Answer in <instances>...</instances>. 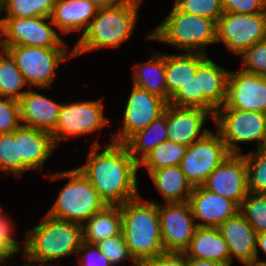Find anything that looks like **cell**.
I'll use <instances>...</instances> for the list:
<instances>
[{
	"mask_svg": "<svg viewBox=\"0 0 266 266\" xmlns=\"http://www.w3.org/2000/svg\"><path fill=\"white\" fill-rule=\"evenodd\" d=\"M256 233L266 232V194L248 192L239 207Z\"/></svg>",
	"mask_w": 266,
	"mask_h": 266,
	"instance_id": "obj_35",
	"label": "cell"
},
{
	"mask_svg": "<svg viewBox=\"0 0 266 266\" xmlns=\"http://www.w3.org/2000/svg\"><path fill=\"white\" fill-rule=\"evenodd\" d=\"M56 148L51 133L21 125L18 128L21 176L30 169L41 172L45 161H47Z\"/></svg>",
	"mask_w": 266,
	"mask_h": 266,
	"instance_id": "obj_20",
	"label": "cell"
},
{
	"mask_svg": "<svg viewBox=\"0 0 266 266\" xmlns=\"http://www.w3.org/2000/svg\"><path fill=\"white\" fill-rule=\"evenodd\" d=\"M56 0H0V18H50Z\"/></svg>",
	"mask_w": 266,
	"mask_h": 266,
	"instance_id": "obj_31",
	"label": "cell"
},
{
	"mask_svg": "<svg viewBox=\"0 0 266 266\" xmlns=\"http://www.w3.org/2000/svg\"><path fill=\"white\" fill-rule=\"evenodd\" d=\"M265 38L266 12H223L216 23V43L222 42L228 50L238 56Z\"/></svg>",
	"mask_w": 266,
	"mask_h": 266,
	"instance_id": "obj_10",
	"label": "cell"
},
{
	"mask_svg": "<svg viewBox=\"0 0 266 266\" xmlns=\"http://www.w3.org/2000/svg\"><path fill=\"white\" fill-rule=\"evenodd\" d=\"M213 123L230 154H240L242 142L255 141L256 149L266 147V113L216 109Z\"/></svg>",
	"mask_w": 266,
	"mask_h": 266,
	"instance_id": "obj_7",
	"label": "cell"
},
{
	"mask_svg": "<svg viewBox=\"0 0 266 266\" xmlns=\"http://www.w3.org/2000/svg\"><path fill=\"white\" fill-rule=\"evenodd\" d=\"M41 223L28 230L23 255L42 266L55 259L77 254L83 241L82 224L45 215Z\"/></svg>",
	"mask_w": 266,
	"mask_h": 266,
	"instance_id": "obj_4",
	"label": "cell"
},
{
	"mask_svg": "<svg viewBox=\"0 0 266 266\" xmlns=\"http://www.w3.org/2000/svg\"><path fill=\"white\" fill-rule=\"evenodd\" d=\"M247 165L248 192L266 194V147L244 154Z\"/></svg>",
	"mask_w": 266,
	"mask_h": 266,
	"instance_id": "obj_34",
	"label": "cell"
},
{
	"mask_svg": "<svg viewBox=\"0 0 266 266\" xmlns=\"http://www.w3.org/2000/svg\"><path fill=\"white\" fill-rule=\"evenodd\" d=\"M217 109L266 113V76L243 69L230 71L224 105Z\"/></svg>",
	"mask_w": 266,
	"mask_h": 266,
	"instance_id": "obj_15",
	"label": "cell"
},
{
	"mask_svg": "<svg viewBox=\"0 0 266 266\" xmlns=\"http://www.w3.org/2000/svg\"><path fill=\"white\" fill-rule=\"evenodd\" d=\"M158 213L165 252L184 253L197 228L189 203L158 204Z\"/></svg>",
	"mask_w": 266,
	"mask_h": 266,
	"instance_id": "obj_13",
	"label": "cell"
},
{
	"mask_svg": "<svg viewBox=\"0 0 266 266\" xmlns=\"http://www.w3.org/2000/svg\"><path fill=\"white\" fill-rule=\"evenodd\" d=\"M123 114V128L112 135L111 141L125 143L136 132L145 129L163 114L167 102L147 90L132 86Z\"/></svg>",
	"mask_w": 266,
	"mask_h": 266,
	"instance_id": "obj_14",
	"label": "cell"
},
{
	"mask_svg": "<svg viewBox=\"0 0 266 266\" xmlns=\"http://www.w3.org/2000/svg\"><path fill=\"white\" fill-rule=\"evenodd\" d=\"M81 252L85 253L80 254ZM77 255H79L80 266H113L108 258L101 253L97 244L82 241Z\"/></svg>",
	"mask_w": 266,
	"mask_h": 266,
	"instance_id": "obj_42",
	"label": "cell"
},
{
	"mask_svg": "<svg viewBox=\"0 0 266 266\" xmlns=\"http://www.w3.org/2000/svg\"><path fill=\"white\" fill-rule=\"evenodd\" d=\"M239 56L243 59L241 69L266 76V38L253 44Z\"/></svg>",
	"mask_w": 266,
	"mask_h": 266,
	"instance_id": "obj_39",
	"label": "cell"
},
{
	"mask_svg": "<svg viewBox=\"0 0 266 266\" xmlns=\"http://www.w3.org/2000/svg\"><path fill=\"white\" fill-rule=\"evenodd\" d=\"M167 133L166 115L163 113L145 129L132 135L124 144L131 157L139 164L150 151L168 140Z\"/></svg>",
	"mask_w": 266,
	"mask_h": 266,
	"instance_id": "obj_29",
	"label": "cell"
},
{
	"mask_svg": "<svg viewBox=\"0 0 266 266\" xmlns=\"http://www.w3.org/2000/svg\"><path fill=\"white\" fill-rule=\"evenodd\" d=\"M20 107L17 100L0 97V134L13 133L21 126Z\"/></svg>",
	"mask_w": 266,
	"mask_h": 266,
	"instance_id": "obj_40",
	"label": "cell"
},
{
	"mask_svg": "<svg viewBox=\"0 0 266 266\" xmlns=\"http://www.w3.org/2000/svg\"><path fill=\"white\" fill-rule=\"evenodd\" d=\"M168 140L176 144L190 146L202 139L211 130L204 128L206 118L213 120V114L200 107H177L167 104L164 112Z\"/></svg>",
	"mask_w": 266,
	"mask_h": 266,
	"instance_id": "obj_17",
	"label": "cell"
},
{
	"mask_svg": "<svg viewBox=\"0 0 266 266\" xmlns=\"http://www.w3.org/2000/svg\"><path fill=\"white\" fill-rule=\"evenodd\" d=\"M146 38L167 43L186 53L207 55L205 46L216 43V22L182 12L174 5L168 16Z\"/></svg>",
	"mask_w": 266,
	"mask_h": 266,
	"instance_id": "obj_5",
	"label": "cell"
},
{
	"mask_svg": "<svg viewBox=\"0 0 266 266\" xmlns=\"http://www.w3.org/2000/svg\"><path fill=\"white\" fill-rule=\"evenodd\" d=\"M97 246L113 266L120 265L125 259L133 261L132 266H140L129 253L122 233L118 236L101 240L97 243Z\"/></svg>",
	"mask_w": 266,
	"mask_h": 266,
	"instance_id": "obj_38",
	"label": "cell"
},
{
	"mask_svg": "<svg viewBox=\"0 0 266 266\" xmlns=\"http://www.w3.org/2000/svg\"><path fill=\"white\" fill-rule=\"evenodd\" d=\"M21 178V157L18 149V129L0 134V173Z\"/></svg>",
	"mask_w": 266,
	"mask_h": 266,
	"instance_id": "obj_33",
	"label": "cell"
},
{
	"mask_svg": "<svg viewBox=\"0 0 266 266\" xmlns=\"http://www.w3.org/2000/svg\"><path fill=\"white\" fill-rule=\"evenodd\" d=\"M187 146L176 144L169 140L159 144L150 151L146 157L138 164V168L145 166L147 172L169 166L180 165Z\"/></svg>",
	"mask_w": 266,
	"mask_h": 266,
	"instance_id": "obj_32",
	"label": "cell"
},
{
	"mask_svg": "<svg viewBox=\"0 0 266 266\" xmlns=\"http://www.w3.org/2000/svg\"><path fill=\"white\" fill-rule=\"evenodd\" d=\"M140 266H187V258L184 253L165 252L145 261Z\"/></svg>",
	"mask_w": 266,
	"mask_h": 266,
	"instance_id": "obj_44",
	"label": "cell"
},
{
	"mask_svg": "<svg viewBox=\"0 0 266 266\" xmlns=\"http://www.w3.org/2000/svg\"><path fill=\"white\" fill-rule=\"evenodd\" d=\"M9 259H12L7 253H0V266L5 262L8 261Z\"/></svg>",
	"mask_w": 266,
	"mask_h": 266,
	"instance_id": "obj_48",
	"label": "cell"
},
{
	"mask_svg": "<svg viewBox=\"0 0 266 266\" xmlns=\"http://www.w3.org/2000/svg\"><path fill=\"white\" fill-rule=\"evenodd\" d=\"M122 235L134 260L139 264L165 253L161 239L158 203L139 195L120 205Z\"/></svg>",
	"mask_w": 266,
	"mask_h": 266,
	"instance_id": "obj_2",
	"label": "cell"
},
{
	"mask_svg": "<svg viewBox=\"0 0 266 266\" xmlns=\"http://www.w3.org/2000/svg\"><path fill=\"white\" fill-rule=\"evenodd\" d=\"M15 60L28 88H48L62 61L74 57V50L67 48H42L30 46L4 47Z\"/></svg>",
	"mask_w": 266,
	"mask_h": 266,
	"instance_id": "obj_8",
	"label": "cell"
},
{
	"mask_svg": "<svg viewBox=\"0 0 266 266\" xmlns=\"http://www.w3.org/2000/svg\"><path fill=\"white\" fill-rule=\"evenodd\" d=\"M184 254L186 258L217 261L231 266L228 246L219 228L197 227Z\"/></svg>",
	"mask_w": 266,
	"mask_h": 266,
	"instance_id": "obj_24",
	"label": "cell"
},
{
	"mask_svg": "<svg viewBox=\"0 0 266 266\" xmlns=\"http://www.w3.org/2000/svg\"><path fill=\"white\" fill-rule=\"evenodd\" d=\"M97 10L91 0H56L50 19L63 34L83 30L81 37Z\"/></svg>",
	"mask_w": 266,
	"mask_h": 266,
	"instance_id": "obj_22",
	"label": "cell"
},
{
	"mask_svg": "<svg viewBox=\"0 0 266 266\" xmlns=\"http://www.w3.org/2000/svg\"><path fill=\"white\" fill-rule=\"evenodd\" d=\"M229 154L220 134L210 131L186 148L180 167L193 187L201 186Z\"/></svg>",
	"mask_w": 266,
	"mask_h": 266,
	"instance_id": "obj_12",
	"label": "cell"
},
{
	"mask_svg": "<svg viewBox=\"0 0 266 266\" xmlns=\"http://www.w3.org/2000/svg\"><path fill=\"white\" fill-rule=\"evenodd\" d=\"M11 223L10 218L8 219L2 213V207L0 206V253H7L14 258L15 255L23 250V244H19V241L13 238L14 225Z\"/></svg>",
	"mask_w": 266,
	"mask_h": 266,
	"instance_id": "obj_41",
	"label": "cell"
},
{
	"mask_svg": "<svg viewBox=\"0 0 266 266\" xmlns=\"http://www.w3.org/2000/svg\"><path fill=\"white\" fill-rule=\"evenodd\" d=\"M168 104L177 107L203 108V93H199V65L195 74L170 97Z\"/></svg>",
	"mask_w": 266,
	"mask_h": 266,
	"instance_id": "obj_36",
	"label": "cell"
},
{
	"mask_svg": "<svg viewBox=\"0 0 266 266\" xmlns=\"http://www.w3.org/2000/svg\"><path fill=\"white\" fill-rule=\"evenodd\" d=\"M21 125L52 133L58 121L61 104L28 88L18 100Z\"/></svg>",
	"mask_w": 266,
	"mask_h": 266,
	"instance_id": "obj_21",
	"label": "cell"
},
{
	"mask_svg": "<svg viewBox=\"0 0 266 266\" xmlns=\"http://www.w3.org/2000/svg\"><path fill=\"white\" fill-rule=\"evenodd\" d=\"M136 66H133V85L159 96L168 103L171 96L167 92L165 79V54L153 51L151 60Z\"/></svg>",
	"mask_w": 266,
	"mask_h": 266,
	"instance_id": "obj_26",
	"label": "cell"
},
{
	"mask_svg": "<svg viewBox=\"0 0 266 266\" xmlns=\"http://www.w3.org/2000/svg\"><path fill=\"white\" fill-rule=\"evenodd\" d=\"M229 72L208 56L199 64V93H203V109L213 115L224 105Z\"/></svg>",
	"mask_w": 266,
	"mask_h": 266,
	"instance_id": "obj_23",
	"label": "cell"
},
{
	"mask_svg": "<svg viewBox=\"0 0 266 266\" xmlns=\"http://www.w3.org/2000/svg\"><path fill=\"white\" fill-rule=\"evenodd\" d=\"M174 5L182 12L201 16L216 23L224 12L221 0H176Z\"/></svg>",
	"mask_w": 266,
	"mask_h": 266,
	"instance_id": "obj_37",
	"label": "cell"
},
{
	"mask_svg": "<svg viewBox=\"0 0 266 266\" xmlns=\"http://www.w3.org/2000/svg\"><path fill=\"white\" fill-rule=\"evenodd\" d=\"M103 108L102 99L61 104L56 128L51 133L55 146L74 136L100 131L108 124Z\"/></svg>",
	"mask_w": 266,
	"mask_h": 266,
	"instance_id": "obj_11",
	"label": "cell"
},
{
	"mask_svg": "<svg viewBox=\"0 0 266 266\" xmlns=\"http://www.w3.org/2000/svg\"><path fill=\"white\" fill-rule=\"evenodd\" d=\"M47 177L51 180L68 178V182L60 189L55 203L46 213L55 219L83 225L93 214L106 206L90 181L78 168L56 172Z\"/></svg>",
	"mask_w": 266,
	"mask_h": 266,
	"instance_id": "obj_6",
	"label": "cell"
},
{
	"mask_svg": "<svg viewBox=\"0 0 266 266\" xmlns=\"http://www.w3.org/2000/svg\"><path fill=\"white\" fill-rule=\"evenodd\" d=\"M187 266H225L217 261L187 258Z\"/></svg>",
	"mask_w": 266,
	"mask_h": 266,
	"instance_id": "obj_46",
	"label": "cell"
},
{
	"mask_svg": "<svg viewBox=\"0 0 266 266\" xmlns=\"http://www.w3.org/2000/svg\"><path fill=\"white\" fill-rule=\"evenodd\" d=\"M98 8L111 7L122 3L125 0H91Z\"/></svg>",
	"mask_w": 266,
	"mask_h": 266,
	"instance_id": "obj_47",
	"label": "cell"
},
{
	"mask_svg": "<svg viewBox=\"0 0 266 266\" xmlns=\"http://www.w3.org/2000/svg\"><path fill=\"white\" fill-rule=\"evenodd\" d=\"M25 86L28 87L15 60L6 50H3L0 54V97L18 101L27 92L20 91Z\"/></svg>",
	"mask_w": 266,
	"mask_h": 266,
	"instance_id": "obj_30",
	"label": "cell"
},
{
	"mask_svg": "<svg viewBox=\"0 0 266 266\" xmlns=\"http://www.w3.org/2000/svg\"><path fill=\"white\" fill-rule=\"evenodd\" d=\"M192 215L197 222V227L218 228L227 219L239 212V206L201 186H194L189 197Z\"/></svg>",
	"mask_w": 266,
	"mask_h": 266,
	"instance_id": "obj_18",
	"label": "cell"
},
{
	"mask_svg": "<svg viewBox=\"0 0 266 266\" xmlns=\"http://www.w3.org/2000/svg\"><path fill=\"white\" fill-rule=\"evenodd\" d=\"M166 203L188 202L193 185L186 179L180 165L147 172Z\"/></svg>",
	"mask_w": 266,
	"mask_h": 266,
	"instance_id": "obj_25",
	"label": "cell"
},
{
	"mask_svg": "<svg viewBox=\"0 0 266 266\" xmlns=\"http://www.w3.org/2000/svg\"><path fill=\"white\" fill-rule=\"evenodd\" d=\"M218 228L227 243L231 264L236 257L244 266H255L257 233L244 216L238 212Z\"/></svg>",
	"mask_w": 266,
	"mask_h": 266,
	"instance_id": "obj_19",
	"label": "cell"
},
{
	"mask_svg": "<svg viewBox=\"0 0 266 266\" xmlns=\"http://www.w3.org/2000/svg\"><path fill=\"white\" fill-rule=\"evenodd\" d=\"M239 207L248 194L247 165L244 154H229L202 184Z\"/></svg>",
	"mask_w": 266,
	"mask_h": 266,
	"instance_id": "obj_16",
	"label": "cell"
},
{
	"mask_svg": "<svg viewBox=\"0 0 266 266\" xmlns=\"http://www.w3.org/2000/svg\"><path fill=\"white\" fill-rule=\"evenodd\" d=\"M54 27L47 17L0 18V38L3 47L67 48Z\"/></svg>",
	"mask_w": 266,
	"mask_h": 266,
	"instance_id": "obj_9",
	"label": "cell"
},
{
	"mask_svg": "<svg viewBox=\"0 0 266 266\" xmlns=\"http://www.w3.org/2000/svg\"><path fill=\"white\" fill-rule=\"evenodd\" d=\"M223 11L241 14L266 12V0H221Z\"/></svg>",
	"mask_w": 266,
	"mask_h": 266,
	"instance_id": "obj_43",
	"label": "cell"
},
{
	"mask_svg": "<svg viewBox=\"0 0 266 266\" xmlns=\"http://www.w3.org/2000/svg\"><path fill=\"white\" fill-rule=\"evenodd\" d=\"M0 53H1V51H3L4 50V47H3V44H2V41H1V38H0Z\"/></svg>",
	"mask_w": 266,
	"mask_h": 266,
	"instance_id": "obj_50",
	"label": "cell"
},
{
	"mask_svg": "<svg viewBox=\"0 0 266 266\" xmlns=\"http://www.w3.org/2000/svg\"><path fill=\"white\" fill-rule=\"evenodd\" d=\"M122 232L120 205H106L82 225L83 241L97 244L101 240L118 236Z\"/></svg>",
	"mask_w": 266,
	"mask_h": 266,
	"instance_id": "obj_27",
	"label": "cell"
},
{
	"mask_svg": "<svg viewBox=\"0 0 266 266\" xmlns=\"http://www.w3.org/2000/svg\"><path fill=\"white\" fill-rule=\"evenodd\" d=\"M24 257V261H25V264L23 266H42V265H34L36 262L35 261H32V260H29L27 257ZM26 259V260H25ZM33 263V264H32Z\"/></svg>",
	"mask_w": 266,
	"mask_h": 266,
	"instance_id": "obj_49",
	"label": "cell"
},
{
	"mask_svg": "<svg viewBox=\"0 0 266 266\" xmlns=\"http://www.w3.org/2000/svg\"><path fill=\"white\" fill-rule=\"evenodd\" d=\"M259 249L266 255V232L257 233L255 266H266V261L259 259Z\"/></svg>",
	"mask_w": 266,
	"mask_h": 266,
	"instance_id": "obj_45",
	"label": "cell"
},
{
	"mask_svg": "<svg viewBox=\"0 0 266 266\" xmlns=\"http://www.w3.org/2000/svg\"><path fill=\"white\" fill-rule=\"evenodd\" d=\"M96 141L84 166H77L106 205H121L139 196L138 163L124 143L110 141L103 149ZM99 151V152H98Z\"/></svg>",
	"mask_w": 266,
	"mask_h": 266,
	"instance_id": "obj_1",
	"label": "cell"
},
{
	"mask_svg": "<svg viewBox=\"0 0 266 266\" xmlns=\"http://www.w3.org/2000/svg\"><path fill=\"white\" fill-rule=\"evenodd\" d=\"M207 56L201 53L165 54V79L170 96L195 74L197 66Z\"/></svg>",
	"mask_w": 266,
	"mask_h": 266,
	"instance_id": "obj_28",
	"label": "cell"
},
{
	"mask_svg": "<svg viewBox=\"0 0 266 266\" xmlns=\"http://www.w3.org/2000/svg\"><path fill=\"white\" fill-rule=\"evenodd\" d=\"M140 4L141 0H125L98 8L91 24L73 46L74 57L101 48H119L134 32Z\"/></svg>",
	"mask_w": 266,
	"mask_h": 266,
	"instance_id": "obj_3",
	"label": "cell"
}]
</instances>
